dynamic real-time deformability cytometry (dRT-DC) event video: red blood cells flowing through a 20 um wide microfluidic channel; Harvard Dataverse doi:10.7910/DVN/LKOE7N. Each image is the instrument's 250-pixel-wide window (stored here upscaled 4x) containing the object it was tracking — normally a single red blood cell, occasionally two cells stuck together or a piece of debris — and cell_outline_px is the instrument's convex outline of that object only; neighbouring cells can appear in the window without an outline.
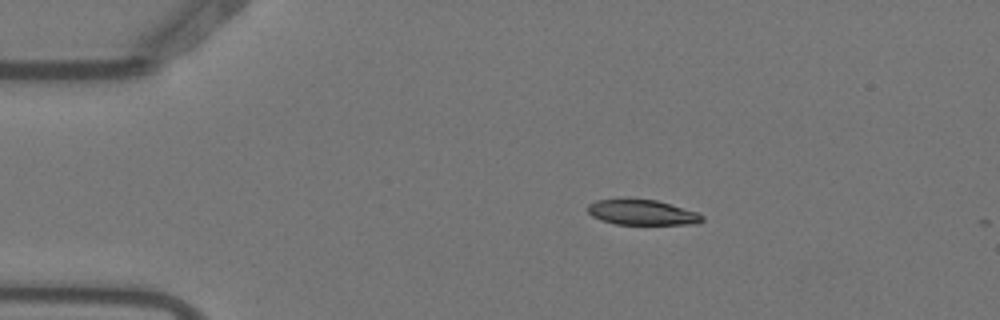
{"species": "Egyptian fruit bat (a non-hibernating species)", "species_latin": "Rousettus aegyptiacus", "temperature_condition": "warm", "stored_images_in_passage": 3, "camera_frame_rate_fps": 3000, "um_per_image_px": 0.085, "animal": {"sex": "female"}, "frame": {"image": 1, "passage_image": 1, "time_ms": 0.0, "image_size_px": [1000, 320], "cell_outline_px": [[704, 220], [696, 224], [616, 224], [600, 220], [592, 216], [588, 212], [588, 204], [596, 200], [656, 200], [696, 212], [704, 216]], "centroid_in_image_um": [54.58, 18.07], "position_along_channel_um": 30.4, "area_um2": 16.47}}